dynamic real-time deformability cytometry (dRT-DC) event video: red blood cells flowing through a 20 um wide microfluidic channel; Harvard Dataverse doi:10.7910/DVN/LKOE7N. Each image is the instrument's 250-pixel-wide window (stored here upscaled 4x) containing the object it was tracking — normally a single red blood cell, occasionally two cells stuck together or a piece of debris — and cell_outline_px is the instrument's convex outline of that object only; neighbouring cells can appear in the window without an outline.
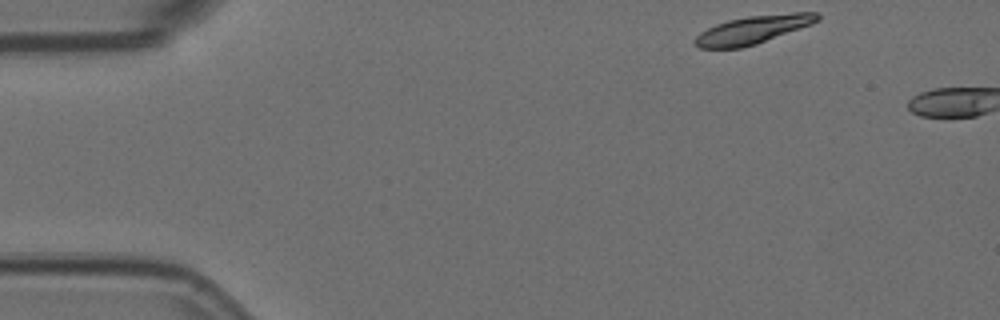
{"species": "Egyptian fruit bat (a non-hibernating species)", "species_latin": "Rousettus aegyptiacus", "temperature_condition": "room temperature", "stored_images_in_passage": 3, "camera_frame_rate_fps": 3000, "um_per_image_px": 0.085, "animal": {"sex": "female"}, "frame": {"image": 1, "passage_image": 1, "time_ms": 0.0, "image_size_px": [1000, 320], "cell_outline_px": [[820, 20], [812, 24], [756, 44], [740, 48], [700, 48], [692, 40], [700, 32], [716, 24], [728, 20], [748, 16], [792, 12], [816, 12], [820, 16]], "centroid_in_image_um": [64.01, 2.51], "position_along_channel_um": 21.0, "area_um2": 20.0}}